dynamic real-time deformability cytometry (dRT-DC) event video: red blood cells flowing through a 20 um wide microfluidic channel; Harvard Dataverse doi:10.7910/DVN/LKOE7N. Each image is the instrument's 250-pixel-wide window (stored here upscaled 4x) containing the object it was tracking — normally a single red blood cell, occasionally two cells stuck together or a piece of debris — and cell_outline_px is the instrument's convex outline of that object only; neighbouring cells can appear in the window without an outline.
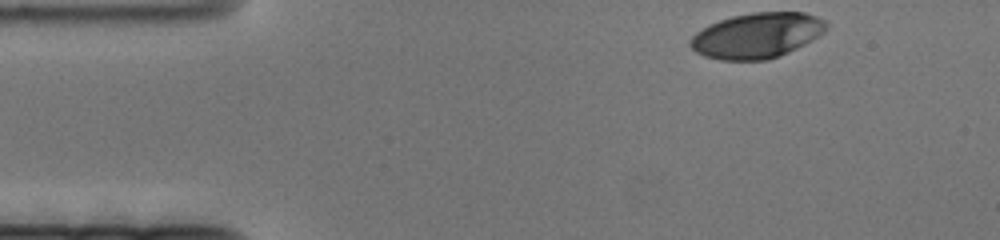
{"species": "human", "species_latin": "Homo sapiens", "temperature_condition": "cold", "stored_images_in_passage": 71, "camera_frame_rate_fps": 3000, "um_per_image_px": 0.085, "donor": {"sex": "female"}, "frame": {"image": 1, "passage_image": 1, "time_ms": 0.0, "image_size_px": [1000, 240], "cell_outline_px": [[828, 28], [824, 32], [812, 40], [780, 56], [768, 60], [720, 60], [704, 56], [696, 52], [688, 44], [688, 40], [696, 32], [708, 24], [732, 16], [752, 12], [804, 12], [816, 16], [824, 20], [828, 24]], "centroid_in_image_um": [64.32, 3.01], "position_along_channel_um": 20.7, "area_um2": 36.13}}
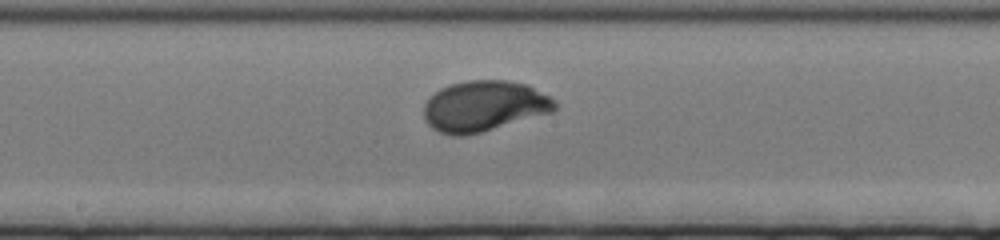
{"frame": {"image": 2, "passage_image": 32, "time_ms": 10.333, "image_size_px": [1000, 240], "cell_outline_px": [[556, 108], [552, 112], [480, 132], [464, 136], [452, 136], [440, 132], [432, 128], [424, 120], [424, 104], [440, 88], [452, 84], [468, 80], [508, 80], [528, 84], [548, 96], [556, 104]], "centroid_in_image_um": [41.12, 9.02], "position_along_channel_um": 207.1, "area_um2": 38.44}}
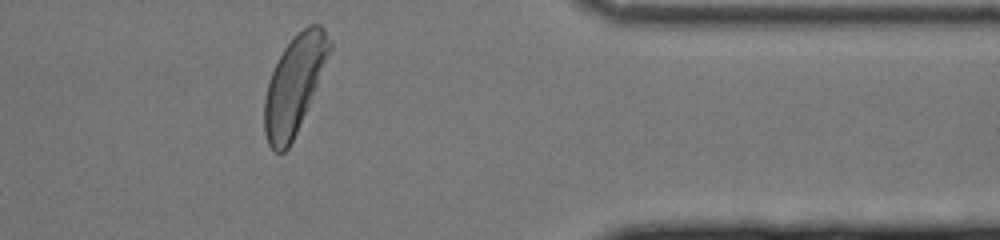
{"frame": {"image": 3, "passage_image": 56, "time_ms": 18.333, "image_size_px": [1000, 240], "cell_outline_px": [[332, 48], [296, 132], [288, 148], [284, 152], [276, 152], [268, 144], [264, 132], [264, 100], [268, 84], [272, 72], [284, 48], [308, 24], [320, 24], [324, 28], [332, 40]], "centroid_in_image_um": [25.01, 7.19], "position_along_channel_um": 386.4, "area_um2": 36.01}}